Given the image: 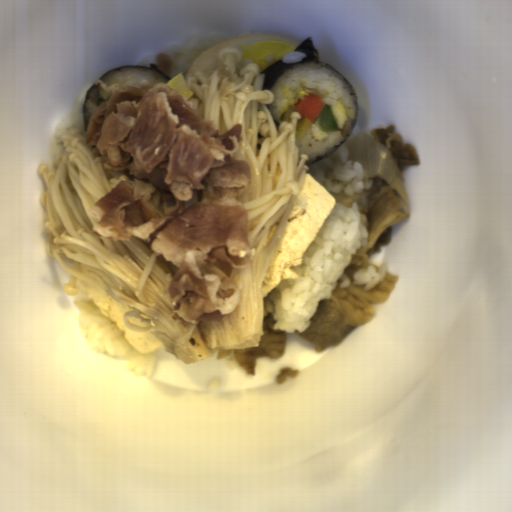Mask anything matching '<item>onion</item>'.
<instances>
[{"mask_svg":"<svg viewBox=\"0 0 512 512\" xmlns=\"http://www.w3.org/2000/svg\"><path fill=\"white\" fill-rule=\"evenodd\" d=\"M347 159L361 165L364 179L379 177L409 205V197L401 170L389 150L366 133L355 135L346 146Z\"/></svg>","mask_w":512,"mask_h":512,"instance_id":"onion-1","label":"onion"}]
</instances>
